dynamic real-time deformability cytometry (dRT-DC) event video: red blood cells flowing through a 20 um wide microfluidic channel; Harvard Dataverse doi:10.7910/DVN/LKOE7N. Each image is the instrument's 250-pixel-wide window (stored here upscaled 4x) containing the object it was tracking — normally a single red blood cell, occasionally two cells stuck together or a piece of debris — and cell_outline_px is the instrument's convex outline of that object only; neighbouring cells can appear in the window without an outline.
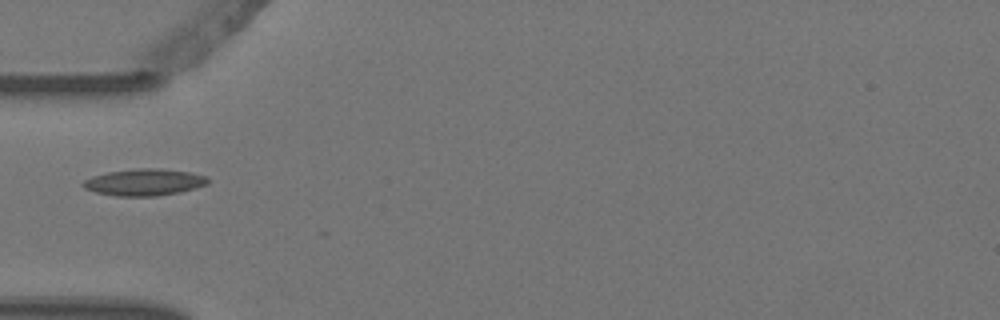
{"species": "Egyptian fruit bat (a non-hibernating species)", "species_latin": "Rousettus aegyptiacus", "temperature_condition": "warm", "stored_images_in_passage": 1, "camera_frame_rate_fps": 3000, "um_per_image_px": 0.085, "animal": {"sex": "female"}, "frame": {"image": 1, "passage_image": 1, "time_ms": 0.0, "image_size_px": [1000, 320], "cell_outline_px": [[208, 184], [196, 188], [180, 192], [156, 196], [116, 196], [96, 192], [84, 188], [80, 184], [84, 180], [92, 176], [108, 172], [140, 168], [160, 168], [192, 172], [208, 176]], "centroid_in_image_um": [12.29, 15.48], "position_along_channel_um": 72.7, "area_um2": 19.59}}